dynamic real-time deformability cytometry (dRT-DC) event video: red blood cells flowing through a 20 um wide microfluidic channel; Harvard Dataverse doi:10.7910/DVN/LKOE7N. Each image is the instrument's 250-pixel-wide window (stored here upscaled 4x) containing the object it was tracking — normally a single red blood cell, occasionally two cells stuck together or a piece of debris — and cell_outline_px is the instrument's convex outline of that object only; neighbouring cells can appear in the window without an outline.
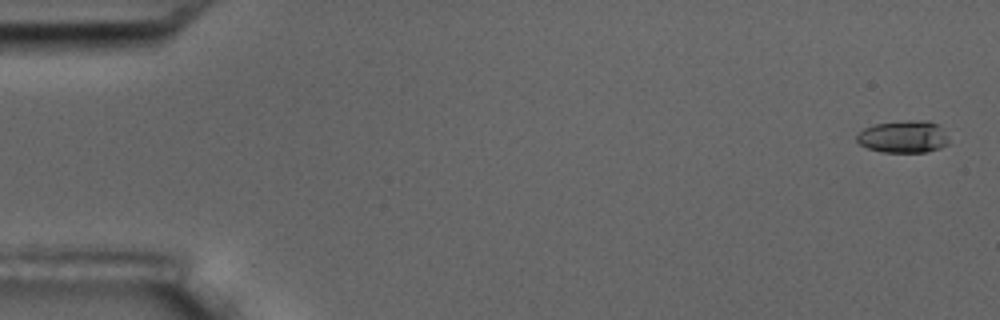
{"species": "common noctule bat (a hibernating species)", "species_latin": "Nyctalus noctula", "temperature_condition": "room temperature", "stored_images_in_passage": 5, "camera_frame_rate_fps": 3000, "um_per_image_px": 0.085, "animal": {"sex": "male", "body_mass_g": 17.5, "forearm_length_mm": 52.3}, "frame": {"image": 1, "passage_image": 1, "time_ms": 0.0, "image_size_px": [1000, 320], "cell_outline_px": [[948, 144], [940, 148], [924, 152], [880, 152], [868, 148], [860, 144], [856, 140], [856, 136], [864, 128], [876, 124], [908, 120], [928, 120], [936, 124], [948, 136]], "centroid_in_image_um": [76.78, 11.62], "position_along_channel_um": 8.2, "area_um2": 17.22}}